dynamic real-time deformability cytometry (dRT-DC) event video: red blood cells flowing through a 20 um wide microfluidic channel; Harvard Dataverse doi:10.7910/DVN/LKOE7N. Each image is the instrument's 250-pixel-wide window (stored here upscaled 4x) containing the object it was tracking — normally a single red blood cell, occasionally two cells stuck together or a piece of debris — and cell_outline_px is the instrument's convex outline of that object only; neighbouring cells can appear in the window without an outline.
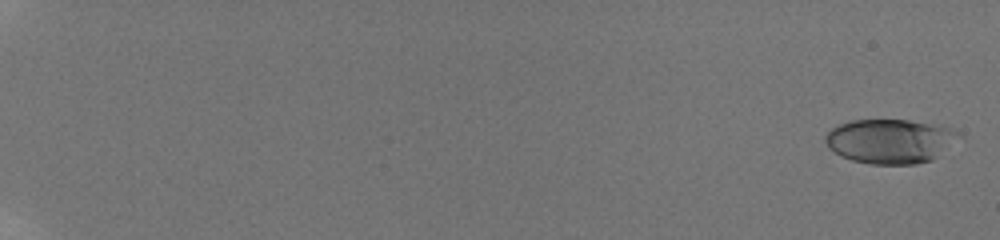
{"species": "human", "species_latin": "Homo sapiens", "temperature_condition": "room temperature", "stored_images_in_passage": 11, "camera_frame_rate_fps": 3000, "um_per_image_px": 0.085, "donor": {"sex": "male"}, "frame": {"image": 1, "passage_image": 1, "time_ms": 0.0, "image_size_px": [1000, 240], "cell_outline_px": [[960, 136], [932, 160], [916, 164], [872, 164], [852, 160], [840, 156], [828, 148], [824, 140], [824, 136], [832, 128], [840, 124], [852, 120], [908, 120], [940, 124], [952, 128], [960, 132]], "centroid_in_image_um": [75.64, 11.99], "position_along_channel_um": 9.4, "area_um2": 34.56}}
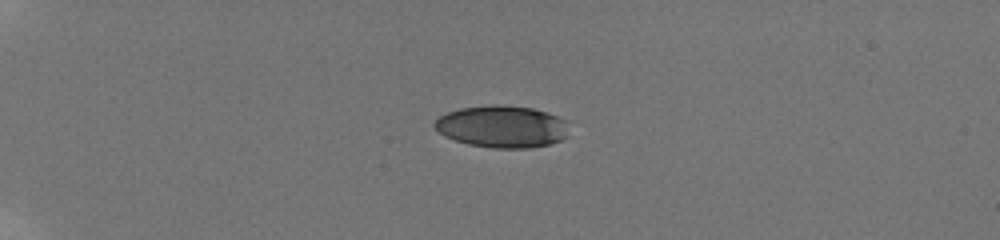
{"frame": {"image": 2, "passage_image": 6, "time_ms": 1.667, "image_size_px": [1000, 240], "cell_outline_px": [[568, 120], [564, 136], [560, 140], [548, 144], [528, 148], [492, 148], [468, 144], [444, 136], [432, 124], [440, 116], [448, 112], [460, 108], [492, 104], [500, 104], [532, 108]], "centroid_in_image_um": [42.64, 10.75], "position_along_channel_um": 42.4, "area_um2": 32.71}}
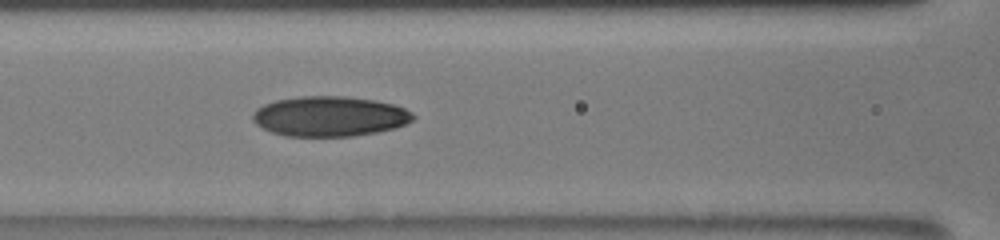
{"frame": {"image": 3, "passage_image": 11, "time_ms": 3.333, "image_size_px": [1000, 240], "cell_outline_px": [[416, 116], [412, 120], [396, 128], [376, 132], [352, 136], [284, 136], [272, 132], [256, 124], [252, 120], [252, 112], [256, 108], [264, 104], [276, 100], [300, 96], [344, 96], [376, 100], [392, 104], [404, 108], [412, 112]], "centroid_in_image_um": [28.0, 9.88], "position_along_channel_um": 138.6, "area_um2": 37.57}}